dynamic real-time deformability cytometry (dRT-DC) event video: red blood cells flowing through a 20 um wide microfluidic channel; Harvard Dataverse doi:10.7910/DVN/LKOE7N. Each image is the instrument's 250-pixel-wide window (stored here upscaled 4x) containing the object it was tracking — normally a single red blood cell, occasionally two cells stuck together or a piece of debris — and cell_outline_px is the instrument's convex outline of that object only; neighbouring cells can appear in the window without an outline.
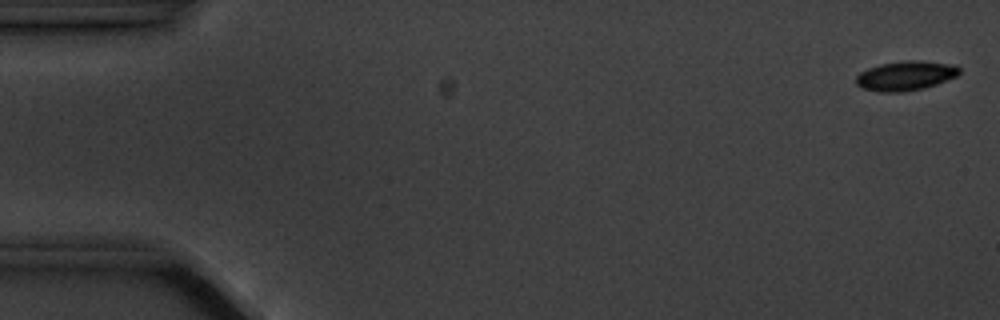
{"species": "common noctule bat (a hibernating species)", "species_latin": "Nyctalus noctula", "temperature_condition": "cold", "stored_images_in_passage": 6, "camera_frame_rate_fps": 3000, "um_per_image_px": 0.085, "animal": {"sex": "male", "body_mass_g": 20.1, "forearm_length_mm": 53.5}, "frame": {"image": 1, "passage_image": 1, "time_ms": 0.0, "image_size_px": [1000, 320], "cell_outline_px": [[960, 72], [956, 76], [936, 84], [924, 88], [900, 92], [880, 92], [864, 88], [856, 84], [856, 76], [860, 72], [868, 68], [880, 64], [904, 60], [920, 60], [956, 64], [960, 68]], "centroid_in_image_um": [76.99, 6.42], "position_along_channel_um": 8.0, "area_um2": 17.8}}